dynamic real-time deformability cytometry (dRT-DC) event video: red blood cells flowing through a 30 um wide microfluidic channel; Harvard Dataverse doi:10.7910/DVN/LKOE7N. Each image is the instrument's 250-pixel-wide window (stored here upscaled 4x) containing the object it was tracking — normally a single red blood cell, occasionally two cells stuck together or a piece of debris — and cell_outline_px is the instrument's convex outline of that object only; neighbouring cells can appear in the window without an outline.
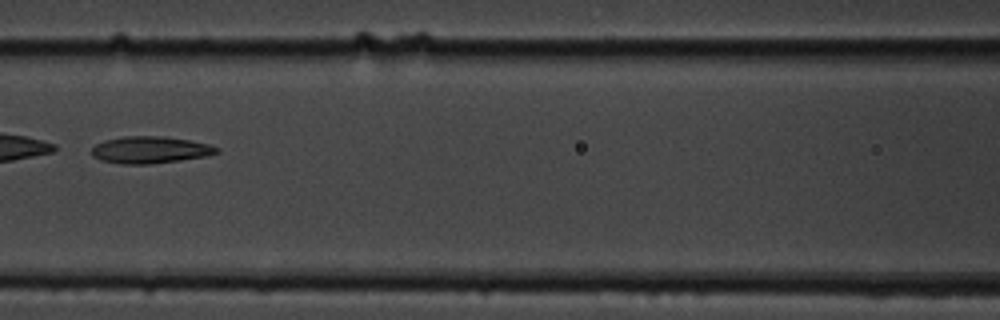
{"species": "common noctule bat (a hibernating species)", "species_latin": "Nyctalus noctula", "temperature_condition": "cold", "stored_images_in_passage": 5, "camera_frame_rate_fps": 3000, "um_per_image_px": 0.085, "animal": {"sex": "male", "body_mass_g": 19.5, "forearm_length_mm": 54.6}, "frame": {"image": 1, "passage_image": 3, "time_ms": 2.333, "image_size_px": [1000, 320], "cell_outline_px": [[220, 152], [208, 156], [152, 164], [124, 164], [100, 160], [92, 156], [92, 148], [96, 144], [104, 140], [124, 136], [160, 136], [188, 140], [208, 144], [220, 148]], "centroid_in_image_um": [12.77, 12.74], "position_along_channel_um": 153.8, "area_um2": 19.65}}
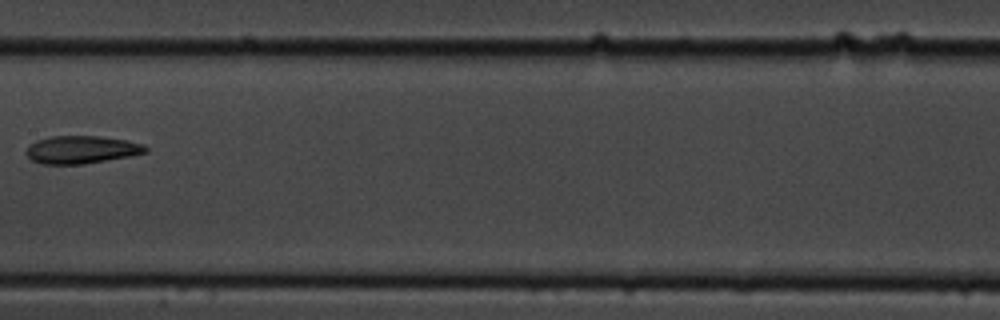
{"frame": {"image": 2, "passage_image": 4, "time_ms": 3.667, "image_size_px": [1000, 320], "cell_outline_px": [[148, 152], [132, 156], [84, 164], [40, 164], [32, 160], [24, 152], [36, 140], [52, 136], [100, 136], [128, 140], [144, 144], [148, 148]], "centroid_in_image_um": [6.97, 12.72], "position_along_channel_um": 200.4, "area_um2": 19.48}}
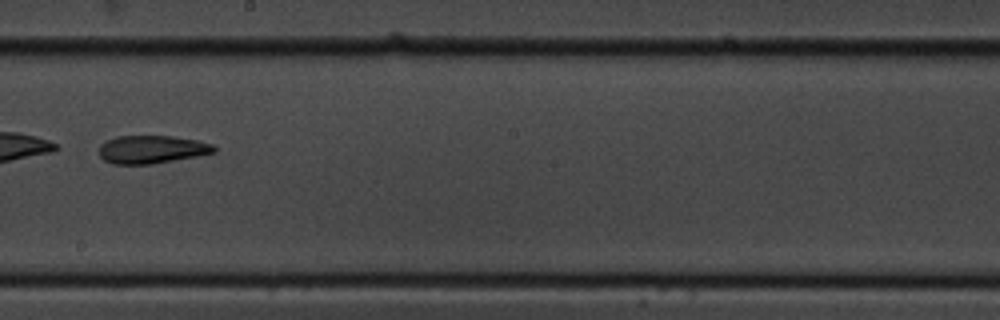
{"frame": {"image": 3, "passage_image": 5, "time_ms": 4.667, "image_size_px": [1000, 320], "cell_outline_px": [[216, 152], [196, 156], [152, 164], [112, 164], [104, 160], [100, 156], [100, 144], [116, 136], [172, 136], [196, 140], [212, 144], [216, 148]], "centroid_in_image_um": [12.89, 12.7], "position_along_channel_um": 235.3, "area_um2": 18.67}}